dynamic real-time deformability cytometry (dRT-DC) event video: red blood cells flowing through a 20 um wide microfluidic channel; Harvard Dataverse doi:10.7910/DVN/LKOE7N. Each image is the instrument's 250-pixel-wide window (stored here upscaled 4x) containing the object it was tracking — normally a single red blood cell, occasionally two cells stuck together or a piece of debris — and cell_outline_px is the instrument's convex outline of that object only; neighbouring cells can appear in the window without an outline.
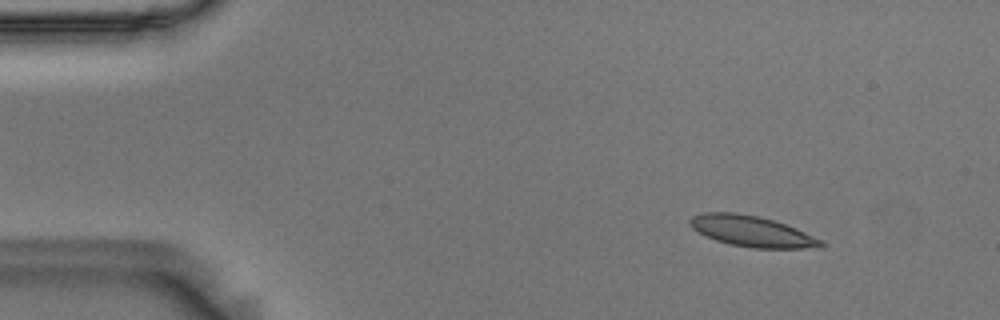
{"species": "Egyptian fruit bat (a non-hibernating species)", "species_latin": "Rousettus aegyptiacus", "temperature_condition": "room temperature", "stored_images_in_passage": 51, "camera_frame_rate_fps": 3000, "um_per_image_px": 0.085, "animal": {"sex": "male"}, "frame": {"image": 1, "passage_image": 2, "time_ms": 0.333, "image_size_px": [1000, 320], "cell_outline_px": [[828, 244], [824, 248], [752, 248], [732, 244], [716, 240], [692, 228], [688, 224], [688, 220], [692, 216], [704, 212], [736, 212], [760, 216], [796, 228], [824, 240]], "centroid_in_image_um": [63.97, 19.66], "position_along_channel_um": 21.0, "area_um2": 23.7}}
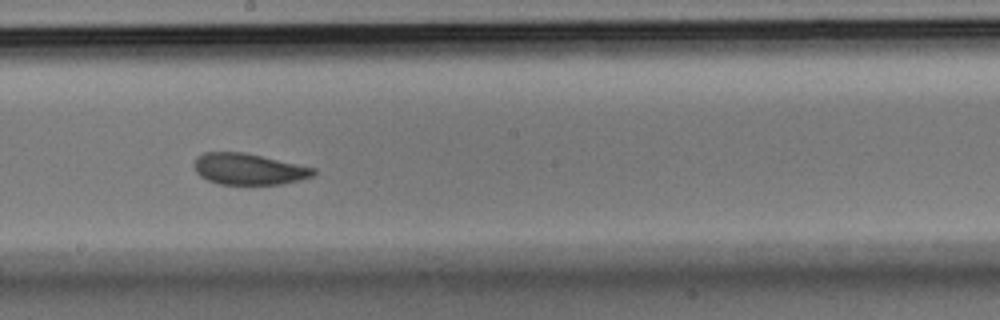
{"frame": {"image": 2, "passage_image": 26, "time_ms": 8.333, "image_size_px": [1000, 320], "cell_outline_px": [[316, 172], [312, 176], [300, 180], [284, 184], [220, 184], [208, 180], [200, 176], [196, 172], [192, 164], [196, 156], [204, 152], [244, 152], [316, 168]], "centroid_in_image_um": [21.11, 14.36], "position_along_channel_um": 227.1, "area_um2": 21.85}}
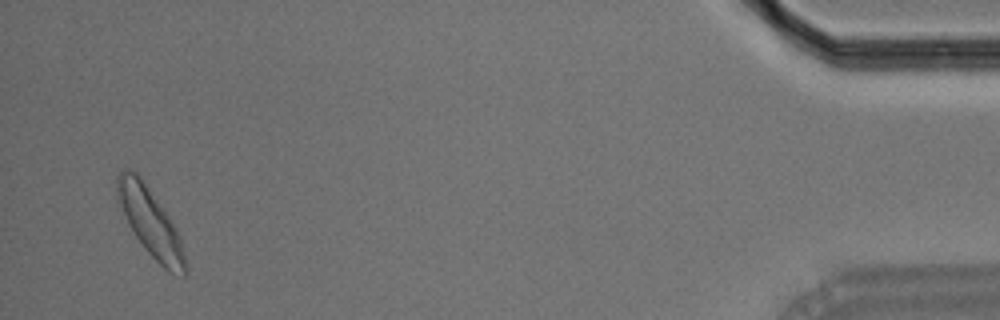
{"frame": {"image": 3, "passage_image": 49, "time_ms": 16.0, "image_size_px": [1000, 320], "cell_outline_px": [[188, 272], [184, 276], [168, 272], [144, 248], [128, 224], [116, 200], [116, 176], [120, 172], [128, 168], [136, 172], [140, 176], [176, 228], [180, 236], [188, 268]], "centroid_in_image_um": [12.77, 18.9], "position_along_channel_um": 422.4, "area_um2": 26.82}, "authors_computed_cell_mechanics": {"area_um2": 23.2356, "velocity_mm_per_s": 3.6013, "shape_relaxation_time_tau1_ms": 3.6828, "shape_relaxation_time_tau2_ms": 1.6819, "deformation_change_tau1": 0.1111, "deformation_change_tau2": 0.0563}}